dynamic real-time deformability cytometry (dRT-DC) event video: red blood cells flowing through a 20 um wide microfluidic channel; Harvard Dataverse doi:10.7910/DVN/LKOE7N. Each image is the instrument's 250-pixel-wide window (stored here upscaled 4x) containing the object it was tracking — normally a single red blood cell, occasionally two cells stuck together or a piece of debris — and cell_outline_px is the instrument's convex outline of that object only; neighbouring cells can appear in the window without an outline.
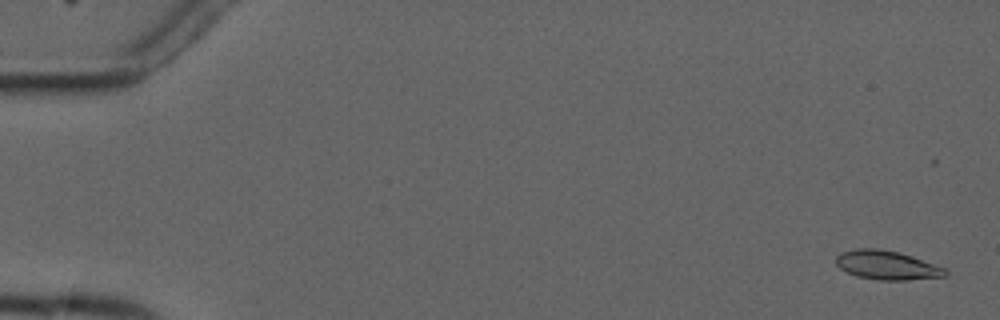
{"species": "common noctule bat (a hibernating species)", "species_latin": "Nyctalus noctula", "temperature_condition": "cold", "stored_images_in_passage": 5, "camera_frame_rate_fps": 3000, "um_per_image_px": 0.085, "animal": {"sex": "male", "forearm_length_mm": 52.5}, "frame": {"image": 1, "passage_image": 1, "time_ms": 0.0, "image_size_px": [1000, 320], "cell_outline_px": [[948, 276], [908, 280], [880, 280], [856, 276], [840, 268], [836, 264], [836, 256], [840, 252], [856, 248], [876, 248], [900, 252], [912, 256], [944, 268], [948, 272]], "centroid_in_image_um": [75.37, 22.53], "position_along_channel_um": 9.6, "area_um2": 18.5}}
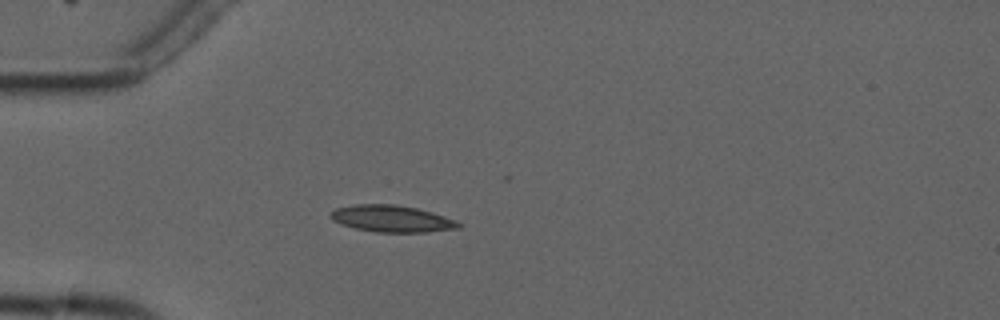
{"frame": {"image": 2, "passage_image": 5, "time_ms": 4.667, "image_size_px": [1000, 320], "cell_outline_px": [[464, 224], [460, 228], [428, 232], [376, 232], [356, 228], [340, 224], [332, 220], [328, 216], [336, 208], [356, 204], [396, 204], [416, 208], [432, 212], [456, 220]], "centroid_in_image_um": [33.33, 18.59], "position_along_channel_um": 51.7, "area_um2": 20.06}}